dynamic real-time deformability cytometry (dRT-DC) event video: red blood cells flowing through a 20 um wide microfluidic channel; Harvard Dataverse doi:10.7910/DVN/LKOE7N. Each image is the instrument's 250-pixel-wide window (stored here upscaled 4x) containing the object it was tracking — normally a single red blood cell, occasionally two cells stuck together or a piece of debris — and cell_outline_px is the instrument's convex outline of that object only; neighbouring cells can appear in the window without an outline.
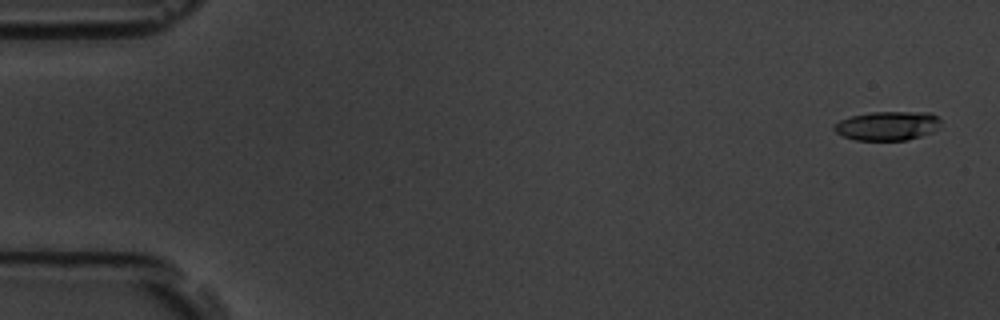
{"species": "common noctule bat (a hibernating species)", "species_latin": "Nyctalus noctula", "temperature_condition": "room temperature", "stored_images_in_passage": 5, "camera_frame_rate_fps": 3000, "um_per_image_px": 0.085, "animal": {"sex": "male", "body_mass_g": 19.5, "forearm_length_mm": 54.6}, "frame": {"image": 1, "passage_image": 1, "time_ms": 0.0, "image_size_px": [1000, 320], "cell_outline_px": [[940, 128], [932, 132], [908, 140], [856, 140], [844, 136], [836, 132], [832, 128], [832, 124], [840, 120], [852, 116], [872, 112], [932, 112], [940, 120]], "centroid_in_image_um": [75.44, 10.69], "position_along_channel_um": 9.6, "area_um2": 18.15}}
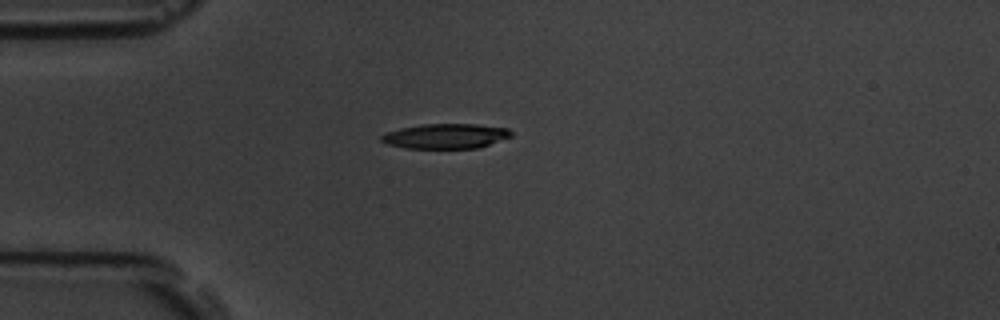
{"frame": {"image": 2, "passage_image": 4, "time_ms": 4.333, "image_size_px": [1000, 320], "cell_outline_px": [[512, 136], [476, 148], [404, 148], [388, 144], [380, 140], [380, 136], [388, 132], [400, 128], [420, 124], [476, 124], [508, 128], [512, 132]], "centroid_in_image_um": [37.86, 11.56], "position_along_channel_um": 47.1, "area_um2": 18.73}}